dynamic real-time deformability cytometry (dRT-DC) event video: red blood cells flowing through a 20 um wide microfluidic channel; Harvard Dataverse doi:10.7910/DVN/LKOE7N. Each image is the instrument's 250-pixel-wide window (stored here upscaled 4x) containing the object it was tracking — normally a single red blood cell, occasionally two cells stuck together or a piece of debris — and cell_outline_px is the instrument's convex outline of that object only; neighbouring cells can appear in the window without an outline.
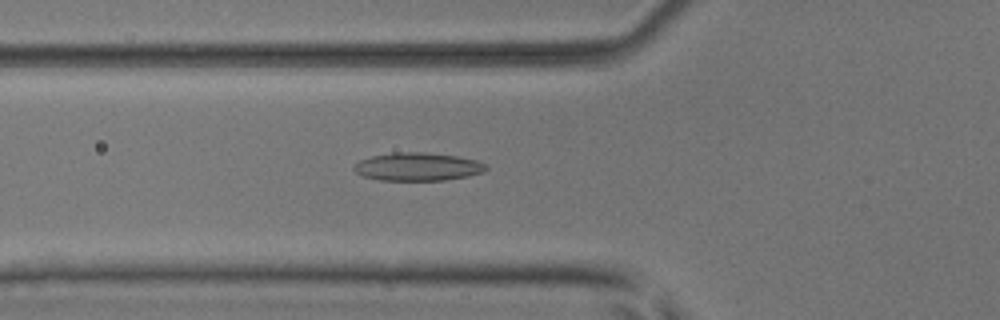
{"species": "common noctule bat (a hibernating species)", "species_latin": "Nyctalus noctula", "temperature_condition": "room temperature", "stored_images_in_passage": 50, "camera_frame_rate_fps": 3000, "um_per_image_px": 0.085, "animal": {"sex": "male", "body_mass_g": 17.9, "forearm_length_mm": 54.2}, "frame": {"image": 1, "passage_image": 18, "time_ms": 5.667, "image_size_px": [1000, 320], "cell_outline_px": [[488, 168], [484, 172], [468, 176], [444, 180], [380, 180], [364, 176], [356, 172], [352, 168], [360, 160], [372, 156], [392, 152], [424, 152], [456, 156], [476, 160], [484, 164]], "centroid_in_image_um": [35.5, 14.17], "position_along_channel_um": 90.3, "area_um2": 21.5}}
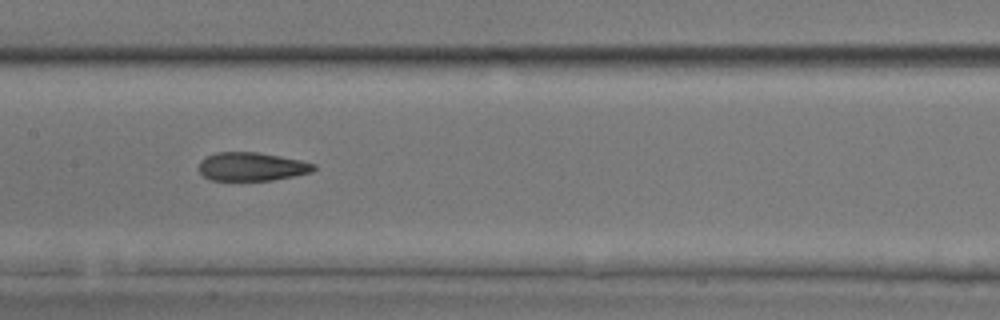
{"frame": {"image": 2, "passage_image": 25, "time_ms": 8.0, "image_size_px": [1000, 320], "cell_outline_px": [[316, 168], [312, 172], [272, 180], [212, 180], [204, 176], [200, 172], [200, 160], [216, 152], [256, 152], [280, 156], [300, 160], [316, 164]], "centroid_in_image_um": [21.41, 14.16], "position_along_channel_um": 186.0, "area_um2": 18.9}}
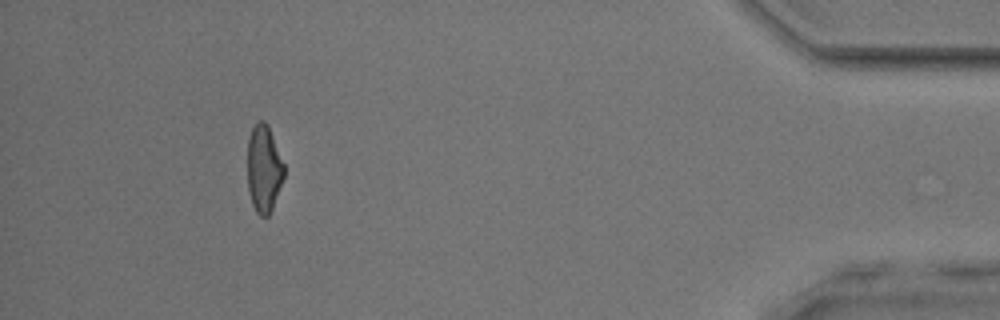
{"frame": {"image": 3, "passage_image": 46, "time_ms": 15.0, "image_size_px": [1000, 320], "cell_outline_px": [[284, 176], [272, 208], [268, 216], [260, 216], [256, 212], [252, 204], [248, 192], [248, 140], [252, 128], [260, 120], [264, 120], [268, 124], [284, 164]], "centroid_in_image_um": [22.42, 14.34], "position_along_channel_um": 412.8, "area_um2": 18.5}, "authors_computed_cell_mechanics": {"area_um2": 20.0277, "velocity_mm_per_s": 4.093, "shape_relaxation_time_tau1_ms": null, "shape_relaxation_time_tau2_ms": 2.4931, "deformation_change_tau1": null, "deformation_change_tau2": 0.1153}}